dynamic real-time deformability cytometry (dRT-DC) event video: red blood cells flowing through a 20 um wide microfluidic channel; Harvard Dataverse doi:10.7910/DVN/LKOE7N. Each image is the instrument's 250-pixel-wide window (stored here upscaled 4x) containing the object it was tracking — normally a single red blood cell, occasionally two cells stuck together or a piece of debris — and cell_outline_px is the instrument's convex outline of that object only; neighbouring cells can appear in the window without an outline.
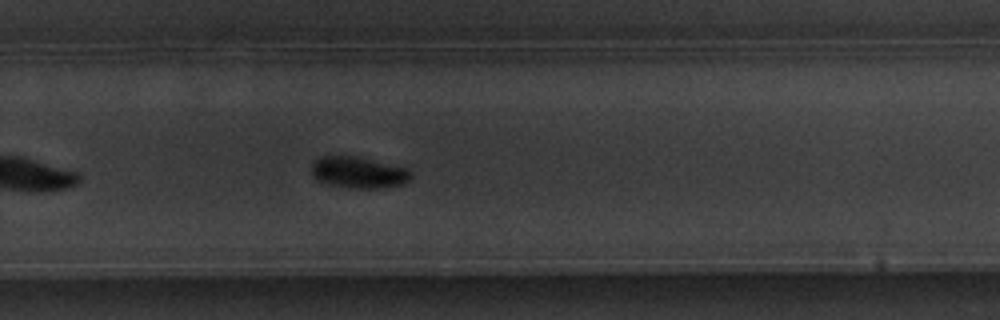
{"species": "common noctule bat (a hibernating species)", "species_latin": "Nyctalus noctula", "temperature_condition": "warm", "stored_images_in_passage": 31, "camera_frame_rate_fps": 3000, "um_per_image_px": 0.085, "animal": {"sex": "male", "body_mass_g": 20.1, "forearm_length_mm": 53.5}, "frame": {"image": 1, "passage_image": 22, "time_ms": 7.0, "image_size_px": [1000, 320], "cell_outline_px": [[412, 176], [404, 184], [376, 188], [356, 188], [332, 184], [316, 180], [312, 176], [312, 164], [320, 156], [356, 156], [408, 168], [412, 172]], "centroid_in_image_um": [30.49, 14.64], "position_along_channel_um": 299.3, "area_um2": 18.03}, "authors_computed_cell_mechanics": {"area_um2": 19.4208, "velocity_mm_per_s": 3.7139, "shape_relaxation_time_tau1_ms": 2.1962, "shape_relaxation_time_tau2_ms": null, "deformation_change_tau1": 0.1404, "deformation_change_tau2": null}}